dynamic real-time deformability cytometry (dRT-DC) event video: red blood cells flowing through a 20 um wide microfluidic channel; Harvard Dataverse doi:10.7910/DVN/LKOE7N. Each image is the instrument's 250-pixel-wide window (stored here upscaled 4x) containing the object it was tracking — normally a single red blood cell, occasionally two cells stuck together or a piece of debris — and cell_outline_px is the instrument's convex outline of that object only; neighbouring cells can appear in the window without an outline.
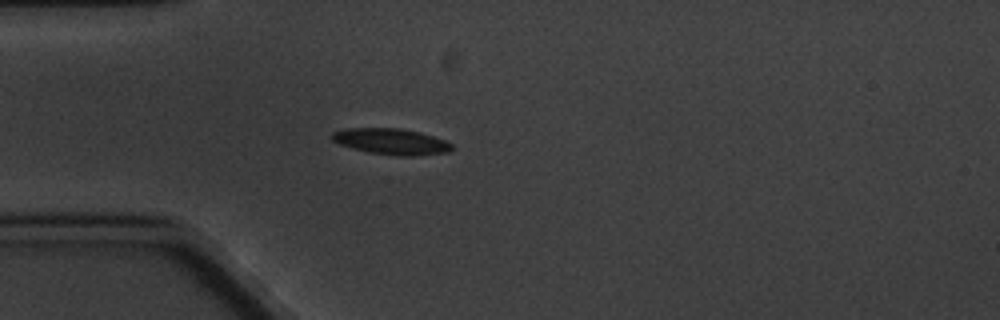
{"species": "common noctule bat (a hibernating species)", "species_latin": "Nyctalus noctula", "temperature_condition": "cold", "stored_images_in_passage": 4, "camera_frame_rate_fps": 3000, "um_per_image_px": 0.085, "animal": {"sex": "male", "body_mass_g": 20.1, "forearm_length_mm": 53.5}, "frame": {"image": 1, "passage_image": 4, "time_ms": 3.333, "image_size_px": [1000, 320], "cell_outline_px": [[452, 148], [448, 152], [412, 156], [400, 156], [368, 152], [352, 148], [340, 144], [332, 140], [332, 132], [344, 128], [400, 128], [420, 132], [444, 140], [452, 144]], "centroid_in_image_um": [33.23, 12.02], "position_along_channel_um": 51.8, "area_um2": 18.09}}